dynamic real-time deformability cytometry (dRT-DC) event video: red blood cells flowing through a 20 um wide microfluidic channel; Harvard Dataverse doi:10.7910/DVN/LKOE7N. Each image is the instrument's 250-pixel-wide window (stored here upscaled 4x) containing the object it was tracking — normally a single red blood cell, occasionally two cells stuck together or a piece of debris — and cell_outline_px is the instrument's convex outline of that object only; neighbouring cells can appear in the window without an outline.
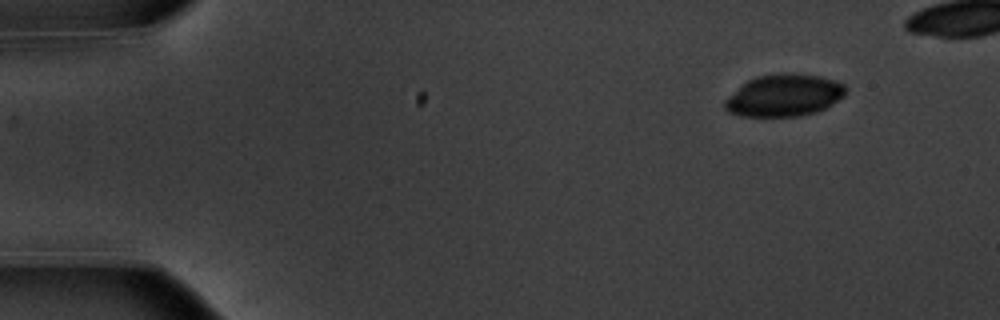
{"species": "common noctule bat (a hibernating species)", "species_latin": "Nyctalus noctula", "temperature_condition": "warm", "stored_images_in_passage": 45, "camera_frame_rate_fps": 3000, "um_per_image_px": 0.085, "animal": {"sex": "male", "body_mass_g": 20.1, "forearm_length_mm": 53.5}, "frame": {"image": 1, "passage_image": 1, "time_ms": 0.0, "image_size_px": [1000, 320], "cell_outline_px": [[844, 96], [832, 104], [816, 112], [800, 116], [740, 116], [728, 112], [724, 108], [724, 100], [728, 96], [748, 80], [756, 76], [820, 76], [836, 80], [844, 84]], "centroid_in_image_um": [66.62, 8.16], "position_along_channel_um": 18.4, "area_um2": 28.73}}
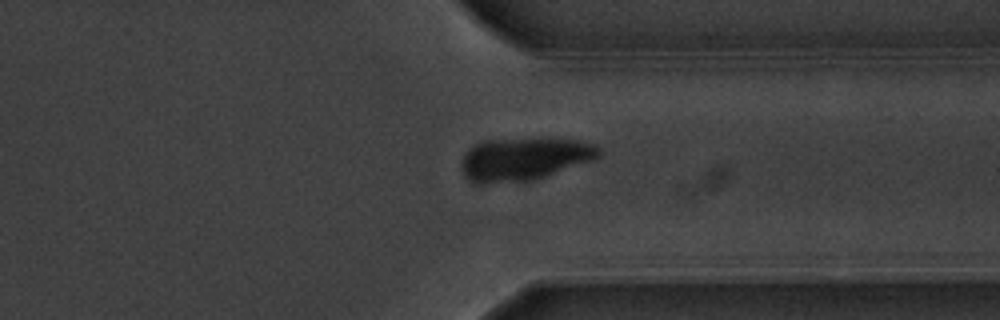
{"frame": {"image": 2, "passage_image": 37, "time_ms": 12.0, "image_size_px": [1000, 320], "cell_outline_px": [[600, 156], [592, 160], [532, 180], [480, 184], [476, 184], [468, 180], [464, 176], [464, 156], [468, 148], [484, 140], [576, 140], [592, 144], [600, 148]], "centroid_in_image_um": [44.52, 13.53], "position_along_channel_um": 366.9, "area_um2": 33.23}}
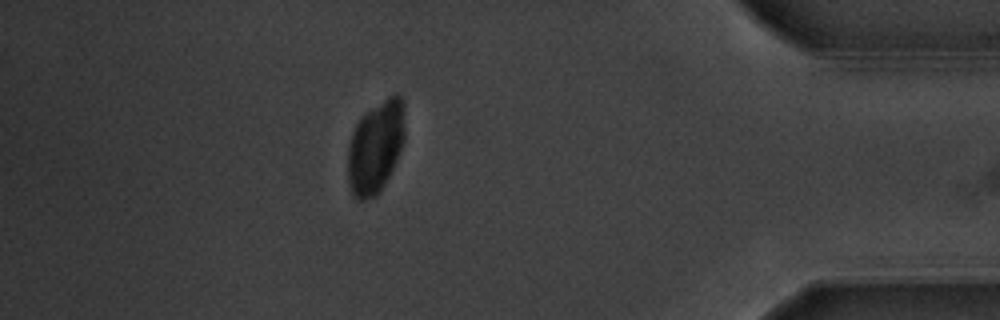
{"frame": {"image": 3, "passage_image": 43, "time_ms": 14.0, "image_size_px": [1000, 320], "cell_outline_px": [[404, 140], [396, 160], [380, 192], [376, 196], [364, 200], [360, 200], [352, 196], [348, 184], [348, 144], [352, 132], [360, 116], [388, 96], [396, 92], [400, 92], [404, 100]], "centroid_in_image_um": [31.92, 12.46], "position_along_channel_um": 403.3, "area_um2": 31.04}}